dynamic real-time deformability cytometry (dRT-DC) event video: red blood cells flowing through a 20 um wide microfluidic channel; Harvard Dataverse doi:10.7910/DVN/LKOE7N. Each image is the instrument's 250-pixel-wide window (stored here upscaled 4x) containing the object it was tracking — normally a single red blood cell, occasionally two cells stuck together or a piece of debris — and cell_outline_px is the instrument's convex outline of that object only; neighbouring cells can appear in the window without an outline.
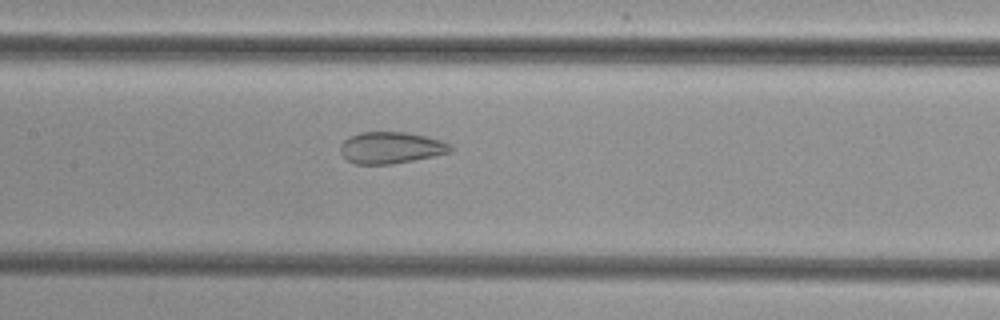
{"species": "common noctule bat (a hibernating species)", "species_latin": "Nyctalus noctula", "temperature_condition": "cold", "stored_images_in_passage": 41, "camera_frame_rate_fps": 3000, "um_per_image_px": 0.085, "animal": {"sex": "female", "body_mass_g": 29.2, "forearm_length_mm": 56.3}, "frame": {"image": 1, "passage_image": 14, "time_ms": 4.333, "image_size_px": [1000, 320], "cell_outline_px": [[452, 148], [448, 152], [432, 156], [392, 164], [356, 164], [348, 160], [340, 152], [340, 144], [348, 136], [360, 132], [408, 132], [440, 140], [448, 144]], "centroid_in_image_um": [33.16, 12.54], "position_along_channel_um": 174.2, "area_um2": 20.06}}
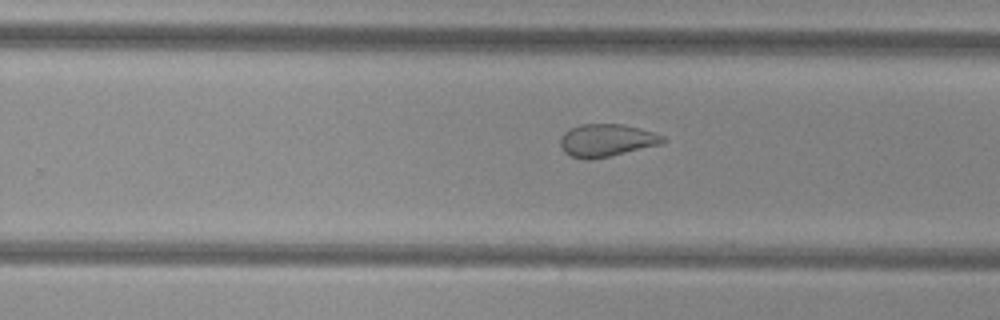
{"frame": {"image": 2, "passage_image": 22, "time_ms": 7.0, "image_size_px": [1000, 320], "cell_outline_px": [[668, 140], [660, 144], [608, 156], [588, 160], [572, 156], [564, 152], [560, 144], [560, 136], [568, 128], [580, 124], [624, 124], [640, 128], [664, 136]], "centroid_in_image_um": [51.53, 11.91], "position_along_channel_um": 278.3, "area_um2": 19.42}}
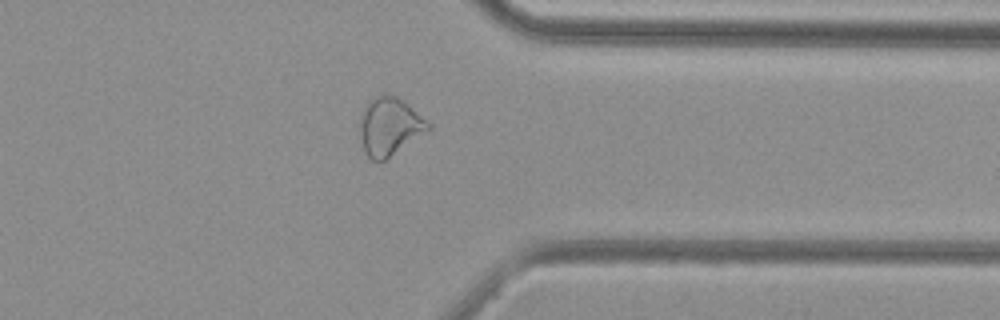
{"frame": {"image": 3, "passage_image": 30, "time_ms": 9.667, "image_size_px": [1000, 320], "cell_outline_px": [[432, 128], [384, 160], [372, 160], [364, 152], [360, 132], [360, 112], [368, 100], [384, 92], [396, 96], [408, 104], [432, 124]], "centroid_in_image_um": [33.1, 10.7], "position_along_channel_um": 378.3, "area_um2": 23.12}}